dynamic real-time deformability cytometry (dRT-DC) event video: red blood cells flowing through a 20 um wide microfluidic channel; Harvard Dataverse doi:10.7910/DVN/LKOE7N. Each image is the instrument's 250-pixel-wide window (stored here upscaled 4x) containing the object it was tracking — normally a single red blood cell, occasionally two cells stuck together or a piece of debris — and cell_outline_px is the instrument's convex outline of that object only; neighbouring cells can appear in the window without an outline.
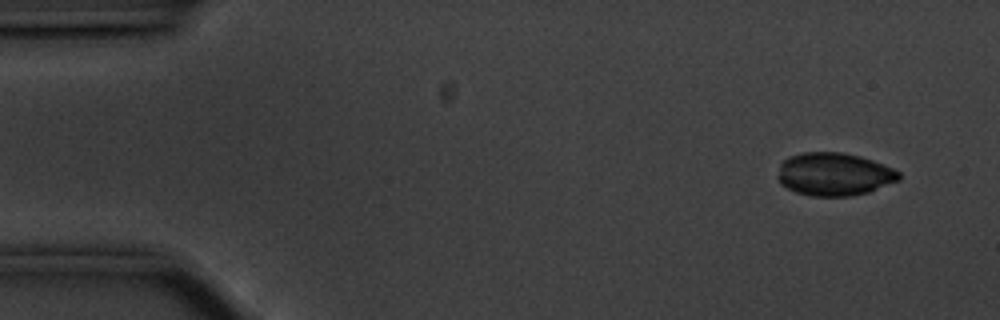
{"species": "common noctule bat (a hibernating species)", "species_latin": "Nyctalus noctula", "temperature_condition": "cold", "stored_images_in_passage": 53, "camera_frame_rate_fps": 3000, "um_per_image_px": 0.085, "animal": {"sex": "male", "body_mass_g": 20.1, "forearm_length_mm": 53.5}, "frame": {"image": 1, "passage_image": 1, "time_ms": 0.0, "image_size_px": [1000, 320], "cell_outline_px": [[900, 180], [868, 192], [852, 196], [812, 196], [796, 192], [780, 184], [776, 176], [780, 164], [788, 156], [800, 152], [844, 152], [860, 156], [872, 160], [892, 168], [900, 172]], "centroid_in_image_um": [70.87, 14.8], "position_along_channel_um": 14.1, "area_um2": 30.58}}
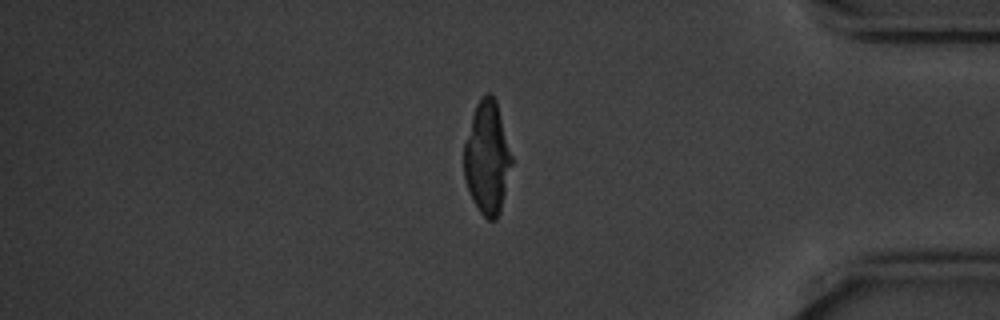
{"frame": {"image": 2, "passage_image": 44, "time_ms": 14.333, "image_size_px": [1000, 320], "cell_outline_px": [[512, 164], [500, 212], [496, 220], [488, 220], [480, 212], [472, 200], [464, 176], [464, 144], [472, 116], [476, 104], [480, 96], [484, 92], [488, 92], [496, 100], [512, 156]], "centroid_in_image_um": [41.41, 13.41], "position_along_channel_um": 393.8, "area_um2": 31.21}}
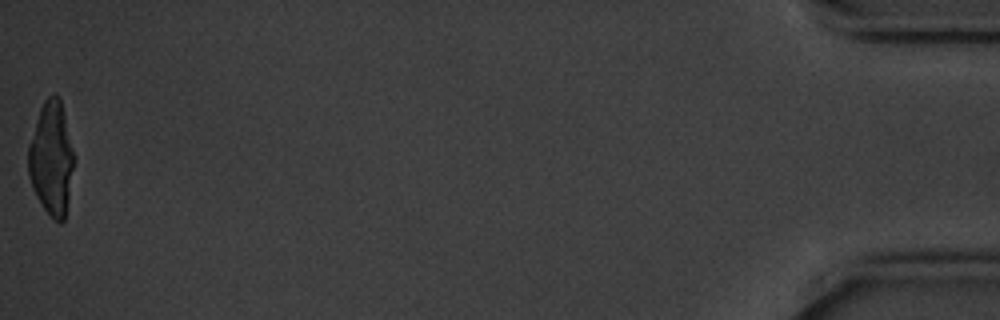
{"frame": {"image": 3, "passage_image": 53, "time_ms": 17.333, "image_size_px": [1000, 320], "cell_outline_px": [[72, 168], [68, 200], [64, 220], [60, 224], [44, 208], [36, 196], [32, 188], [28, 176], [28, 144], [40, 108], [44, 100], [48, 96], [56, 92], [60, 96], [72, 152]], "centroid_in_image_um": [4.33, 13.44], "position_along_channel_um": 430.9, "area_um2": 29.59}}